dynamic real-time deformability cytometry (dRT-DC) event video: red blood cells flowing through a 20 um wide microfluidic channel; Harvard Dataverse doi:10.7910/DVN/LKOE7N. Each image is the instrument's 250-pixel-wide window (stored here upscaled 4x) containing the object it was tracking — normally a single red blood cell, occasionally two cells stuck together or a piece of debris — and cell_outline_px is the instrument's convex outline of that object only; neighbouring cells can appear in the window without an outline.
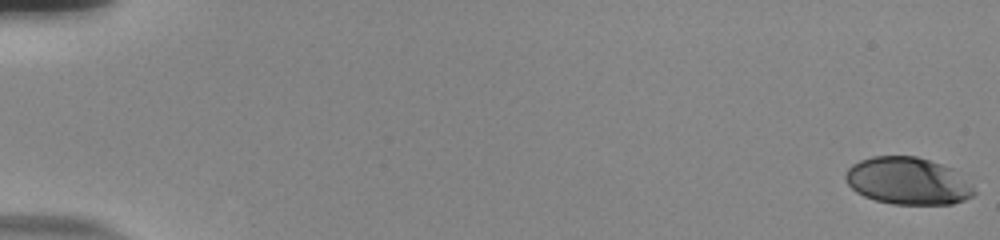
{"species": "human", "species_latin": "Homo sapiens", "temperature_condition": "room temperature", "stored_images_in_passage": 57, "camera_frame_rate_fps": 3000, "um_per_image_px": 0.085, "donor": {"sex": "male"}, "frame": {"image": 1, "passage_image": 1, "time_ms": 0.0, "image_size_px": [1000, 240], "cell_outline_px": [[976, 192], [972, 196], [964, 200], [952, 204], [892, 204], [876, 200], [864, 196], [856, 192], [848, 184], [844, 176], [848, 168], [852, 164], [860, 160], [872, 156], [916, 156], [952, 168]], "centroid_in_image_um": [77.11, 15.38], "position_along_channel_um": 7.9, "area_um2": 35.03}}
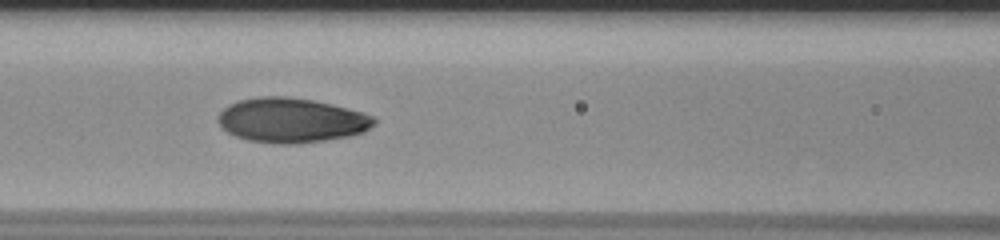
{"frame": {"image": 2, "passage_image": 27, "time_ms": 8.667, "image_size_px": [1000, 240], "cell_outline_px": [[376, 120], [364, 132], [348, 136], [324, 140], [296, 144], [280, 144], [248, 140], [236, 136], [228, 132], [216, 120], [220, 112], [228, 104], [240, 100], [260, 96], [284, 96], [312, 100], [348, 108], [364, 112], [376, 116]], "centroid_in_image_um": [24.76, 10.22], "position_along_channel_um": 141.8, "area_um2": 40.46}}
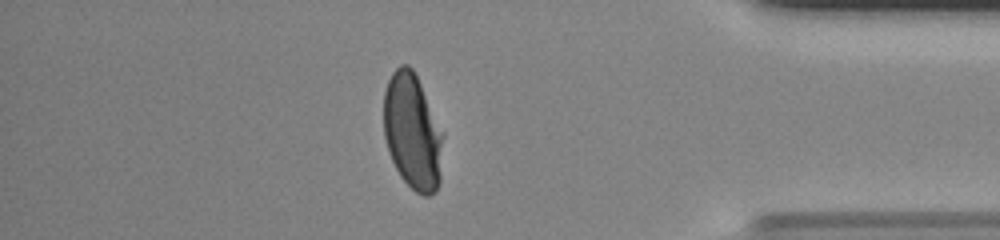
{"frame": {"image": 3, "passage_image": 50, "time_ms": 16.333, "image_size_px": [1000, 240], "cell_outline_px": [[444, 132], [440, 180], [436, 192], [428, 196], [424, 196], [416, 192], [400, 176], [388, 152], [384, 136], [384, 92], [388, 80], [392, 72], [400, 64], [408, 64], [412, 68]], "centroid_in_image_um": [35.07, 11.2], "position_along_channel_um": 400.1, "area_um2": 40.29}, "authors_computed_cell_mechanics": {"area_um2": 39.3618, "velocity_mm_per_s": 3.7164, "shape_relaxation_time_tau1_ms": 4.4767, "shape_relaxation_time_tau2_ms": null, "deformation_change_tau1": 0.1961, "deformation_change_tau2": null}}